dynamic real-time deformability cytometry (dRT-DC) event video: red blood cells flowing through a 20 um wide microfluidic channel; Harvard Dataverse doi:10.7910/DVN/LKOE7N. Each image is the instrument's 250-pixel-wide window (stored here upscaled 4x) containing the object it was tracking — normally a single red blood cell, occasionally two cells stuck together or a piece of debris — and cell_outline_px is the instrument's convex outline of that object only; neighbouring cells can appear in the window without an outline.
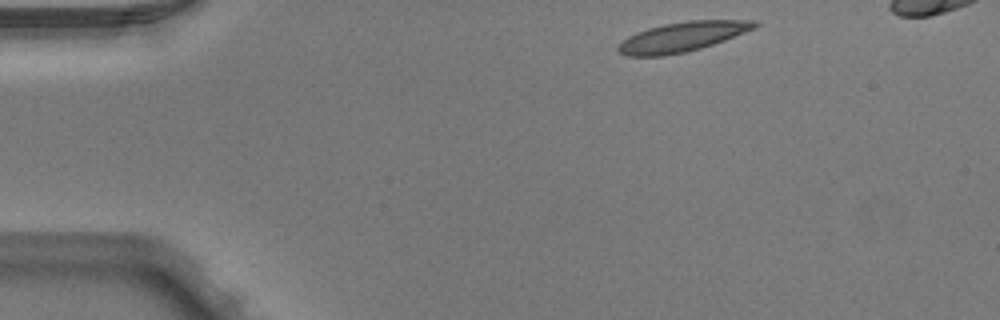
{"species": "Egyptian fruit bat (a non-hibernating species)", "species_latin": "Rousettus aegyptiacus", "temperature_condition": "warm", "stored_images_in_passage": 4, "camera_frame_rate_fps": 3000, "um_per_image_px": 0.085, "animal": {"sex": "male"}, "frame": {"image": 1, "passage_image": 1, "time_ms": 0.0, "image_size_px": [1000, 320], "cell_outline_px": [[760, 24], [756, 28], [724, 40], [700, 48], [684, 52], [664, 56], [628, 56], [616, 52], [616, 48], [628, 36], [636, 32], [648, 28], [664, 24], [688, 20], [756, 20]], "centroid_in_image_um": [57.99, 3.12], "position_along_channel_um": 27.0, "area_um2": 23.58}}